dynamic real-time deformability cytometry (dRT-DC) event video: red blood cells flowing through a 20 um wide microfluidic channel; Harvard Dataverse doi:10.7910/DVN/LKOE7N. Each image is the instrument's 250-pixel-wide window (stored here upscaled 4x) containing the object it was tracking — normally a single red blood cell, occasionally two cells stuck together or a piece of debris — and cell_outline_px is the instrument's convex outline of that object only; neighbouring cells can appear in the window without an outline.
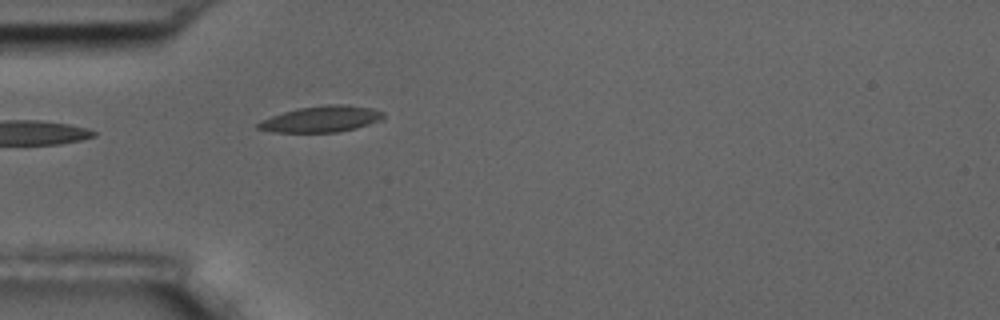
{"species": "common noctule bat (a hibernating species)", "species_latin": "Nyctalus noctula", "temperature_condition": "room temperature", "stored_images_in_passage": 1, "camera_frame_rate_fps": 3000, "um_per_image_px": 0.085, "animal": {"sex": "male", "body_mass_g": 17.5, "forearm_length_mm": 52.3}, "frame": {"image": 1, "passage_image": 1, "time_ms": 0.0, "image_size_px": [1000, 320], "cell_outline_px": [[384, 120], [356, 128], [336, 132], [272, 132], [256, 128], [256, 124], [260, 120], [284, 112], [300, 108], [328, 104], [348, 104], [372, 108], [384, 112]], "centroid_in_image_um": [27.35, 10.12], "position_along_channel_um": 57.6, "area_um2": 19.19}}